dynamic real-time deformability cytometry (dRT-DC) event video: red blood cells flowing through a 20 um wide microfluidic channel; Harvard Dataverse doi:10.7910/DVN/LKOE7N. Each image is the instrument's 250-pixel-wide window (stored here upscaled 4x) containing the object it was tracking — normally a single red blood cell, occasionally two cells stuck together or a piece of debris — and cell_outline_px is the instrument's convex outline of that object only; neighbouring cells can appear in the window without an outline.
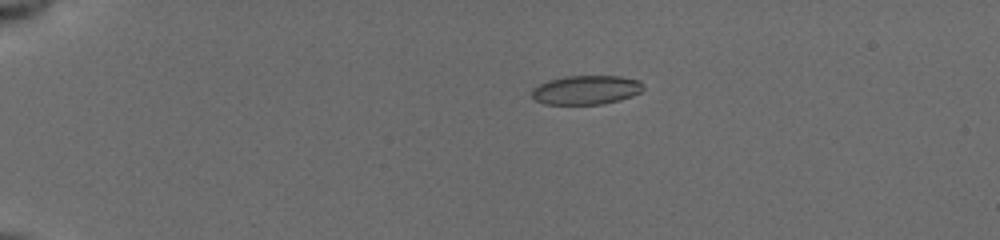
{"species": "common noctule bat (a hibernating species)", "species_latin": "Nyctalus noctula", "temperature_condition": "cold", "stored_images_in_passage": 9, "camera_frame_rate_fps": 3000, "um_per_image_px": 0.085, "animal": {"sex": "female", "body_mass_g": 19.5, "forearm_length_mm": 54.1}, "frame": {"image": 1, "passage_image": 7, "time_ms": 4.333, "image_size_px": [1000, 240], "cell_outline_px": [[644, 88], [640, 92], [632, 96], [620, 100], [600, 104], [544, 104], [536, 100], [532, 96], [532, 88], [548, 80], [564, 76], [620, 76], [640, 80], [644, 84]], "centroid_in_image_um": [49.84, 7.64], "position_along_channel_um": 35.2, "area_um2": 18.96}}